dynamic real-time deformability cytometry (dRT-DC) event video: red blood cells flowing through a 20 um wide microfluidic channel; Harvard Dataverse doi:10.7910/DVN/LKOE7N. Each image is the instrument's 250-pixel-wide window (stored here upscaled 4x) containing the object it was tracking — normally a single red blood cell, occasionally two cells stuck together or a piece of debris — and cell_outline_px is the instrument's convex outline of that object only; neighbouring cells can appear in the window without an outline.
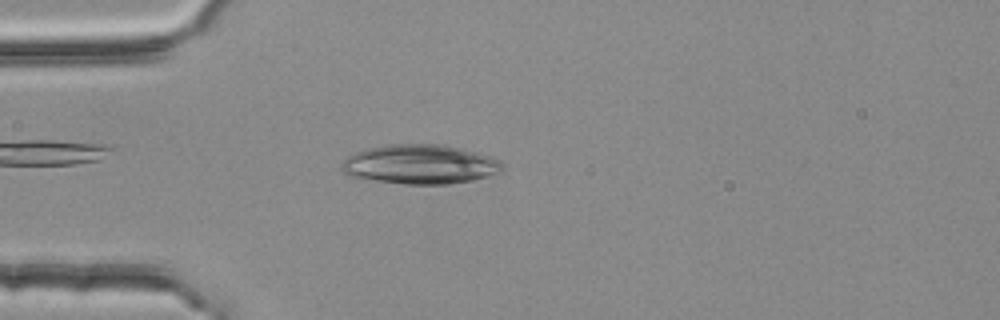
{"species": "common noctule bat (a hibernating species)", "species_latin": "Nyctalus noctula", "temperature_condition": "room temperature", "stored_images_in_passage": 2, "camera_frame_rate_fps": 3000, "um_per_image_px": 0.085, "animal": {"sex": "female", "body_mass_g": 25.1}, "frame": {"image": 1, "passage_image": 2, "time_ms": 0.333, "image_size_px": [1000, 320], "cell_outline_px": [[504, 172], [472, 180], [448, 184], [404, 184], [348, 176], [340, 168], [340, 164], [348, 156], [356, 152], [368, 148], [388, 144], [444, 144], [464, 148], [480, 152], [492, 156], [500, 160], [504, 164]], "centroid_in_image_um": [35.77, 13.96], "position_along_channel_um": 49.2, "area_um2": 37.4}}